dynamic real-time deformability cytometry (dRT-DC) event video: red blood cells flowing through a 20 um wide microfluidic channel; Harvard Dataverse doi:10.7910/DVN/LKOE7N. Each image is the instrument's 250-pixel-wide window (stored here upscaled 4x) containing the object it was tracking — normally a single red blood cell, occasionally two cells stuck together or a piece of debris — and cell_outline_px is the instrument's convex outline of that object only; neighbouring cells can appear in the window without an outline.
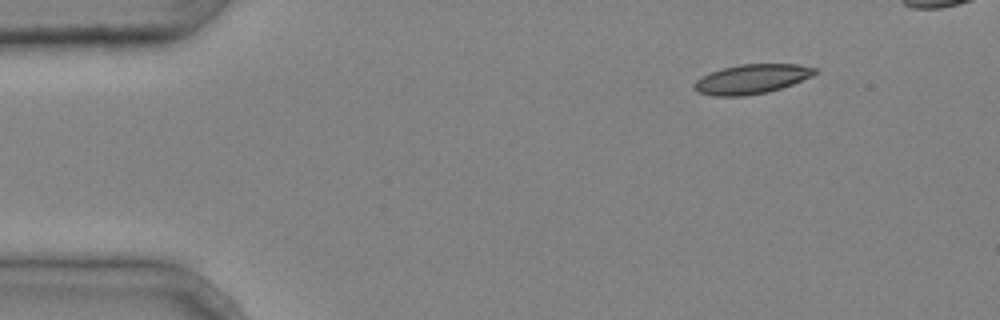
{"species": "common noctule bat (a hibernating species)", "species_latin": "Nyctalus noctula", "temperature_condition": "cold", "stored_images_in_passage": 3, "camera_frame_rate_fps": 3000, "um_per_image_px": 0.085, "animal": {"sex": "male", "body_mass_g": 20.4}, "frame": {"image": 1, "passage_image": 1, "time_ms": 0.0, "image_size_px": [1000, 320], "cell_outline_px": [[816, 72], [812, 76], [792, 84], [768, 92], [744, 96], [712, 96], [696, 92], [692, 88], [692, 84], [696, 80], [712, 72], [724, 68], [740, 64], [800, 64], [816, 68]], "centroid_in_image_um": [63.86, 6.73], "position_along_channel_um": 21.1, "area_um2": 20.69}}